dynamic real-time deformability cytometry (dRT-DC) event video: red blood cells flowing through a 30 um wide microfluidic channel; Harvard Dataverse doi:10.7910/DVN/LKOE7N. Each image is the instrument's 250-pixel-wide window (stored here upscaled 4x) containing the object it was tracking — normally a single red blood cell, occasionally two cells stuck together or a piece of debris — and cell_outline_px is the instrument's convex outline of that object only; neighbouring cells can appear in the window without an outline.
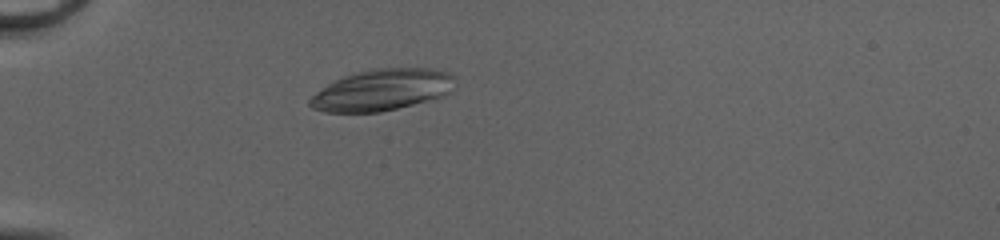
{"species": "common noctule bat (a hibernating species)", "species_latin": "Nyctalus noctula", "temperature_condition": "cold", "stored_images_in_passage": 35, "camera_frame_rate_fps": 3000, "um_per_image_px": 0.085, "animal": {"sex": "female", "body_mass_g": 20.0, "forearm_length_mm": 54.0}, "frame": {"image": 1, "passage_image": 1, "time_ms": 0.0, "image_size_px": [1000, 240], "cell_outline_px": [[452, 76], [448, 92], [440, 96], [412, 104], [380, 112], [324, 112], [312, 108], [308, 104], [308, 100], [316, 92], [328, 84], [352, 72], [372, 68], [428, 68], [448, 72]], "centroid_in_image_um": [32.36, 7.64], "position_along_channel_um": 52.6, "area_um2": 34.39}}
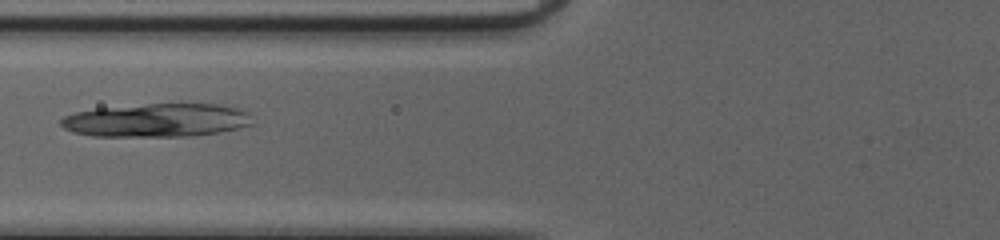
{"frame": {"image": 2, "passage_image": 7, "time_ms": 2.0, "image_size_px": [1000, 240], "cell_outline_px": [[252, 124], [236, 128], [196, 136], [92, 136], [72, 132], [64, 128], [60, 124], [60, 120], [64, 116], [76, 112], [96, 108], [148, 104], [220, 104], [236, 108], [248, 112]], "centroid_in_image_um": [13.28, 10.22], "position_along_channel_um": 112.5, "area_um2": 37.11}}